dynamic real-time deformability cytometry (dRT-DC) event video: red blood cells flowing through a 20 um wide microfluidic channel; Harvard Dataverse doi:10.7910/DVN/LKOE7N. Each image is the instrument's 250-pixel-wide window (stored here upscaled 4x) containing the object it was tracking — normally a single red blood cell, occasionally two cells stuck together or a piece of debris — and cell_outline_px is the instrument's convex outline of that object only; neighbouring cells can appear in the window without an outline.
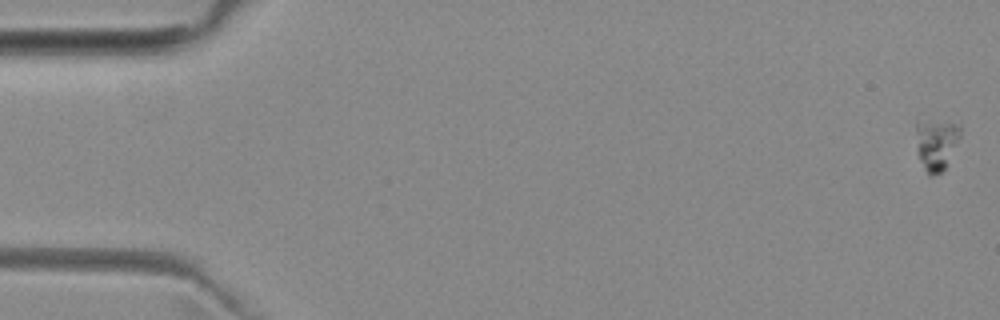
{"species": "common noctule bat (a hibernating species)", "species_latin": "Nyctalus noctula", "temperature_condition": "room temperature", "stored_images_in_passage": 5, "camera_frame_rate_fps": 3000, "um_per_image_px": 0.085, "animal": {"sex": "female", "body_mass_g": 29.2, "forearm_length_mm": 56.3}, "frame": {"image": 1, "passage_image": 1, "time_ms": 0.0, "image_size_px": [1000, 320], "cell_outline_px": [[960, 136], [944, 168], [940, 172], [932, 176], [928, 176], [924, 168], [920, 156], [916, 132], [916, 120], [960, 120]], "centroid_in_image_um": [79.62, 12.14], "position_along_channel_um": 5.4, "area_um2": 13.29}}